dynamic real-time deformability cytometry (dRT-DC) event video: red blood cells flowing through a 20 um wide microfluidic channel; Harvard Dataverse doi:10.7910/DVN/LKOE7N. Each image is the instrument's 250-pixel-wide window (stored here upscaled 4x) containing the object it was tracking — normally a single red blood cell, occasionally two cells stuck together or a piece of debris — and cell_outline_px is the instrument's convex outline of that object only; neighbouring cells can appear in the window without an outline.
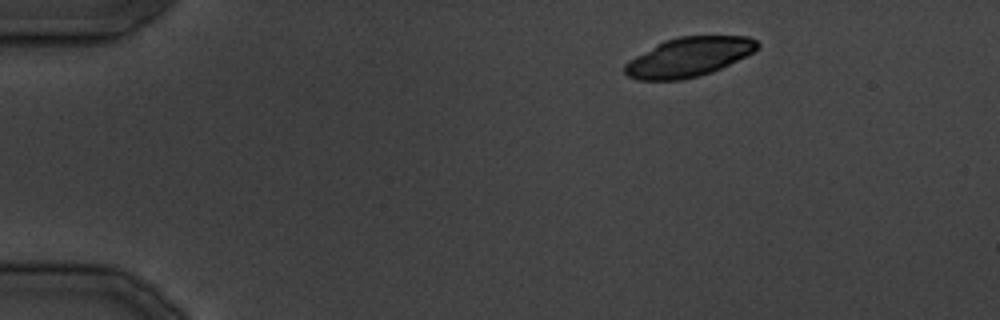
{"species": "common noctule bat (a hibernating species)", "species_latin": "Nyctalus noctula", "temperature_condition": "cold", "stored_images_in_passage": 11, "camera_frame_rate_fps": 3000, "um_per_image_px": 0.085, "animal": {"sex": "male", "body_mass_g": 19.5, "forearm_length_mm": 54.6}, "frame": {"image": 1, "passage_image": 1, "time_ms": 0.0, "image_size_px": [1000, 320], "cell_outline_px": [[760, 44], [752, 52], [712, 72], [700, 76], [680, 80], [636, 80], [628, 76], [624, 72], [624, 64], [628, 60], [656, 44], [664, 40], [680, 36], [748, 36], [756, 40]], "centroid_in_image_um": [58.49, 4.85], "position_along_channel_um": 26.5, "area_um2": 30.23}}